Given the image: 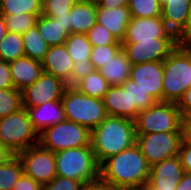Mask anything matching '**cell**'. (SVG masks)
<instances>
[{
	"label": "cell",
	"mask_w": 191,
	"mask_h": 190,
	"mask_svg": "<svg viewBox=\"0 0 191 190\" xmlns=\"http://www.w3.org/2000/svg\"><path fill=\"white\" fill-rule=\"evenodd\" d=\"M150 169L135 143L106 159L100 165V178L115 190H141L148 182Z\"/></svg>",
	"instance_id": "1"
},
{
	"label": "cell",
	"mask_w": 191,
	"mask_h": 190,
	"mask_svg": "<svg viewBox=\"0 0 191 190\" xmlns=\"http://www.w3.org/2000/svg\"><path fill=\"white\" fill-rule=\"evenodd\" d=\"M136 138L133 120L107 116L91 130L90 145L96 160L101 165L106 159L134 145Z\"/></svg>",
	"instance_id": "2"
},
{
	"label": "cell",
	"mask_w": 191,
	"mask_h": 190,
	"mask_svg": "<svg viewBox=\"0 0 191 190\" xmlns=\"http://www.w3.org/2000/svg\"><path fill=\"white\" fill-rule=\"evenodd\" d=\"M163 101L178 103L191 87V49L178 45L163 61Z\"/></svg>",
	"instance_id": "3"
},
{
	"label": "cell",
	"mask_w": 191,
	"mask_h": 190,
	"mask_svg": "<svg viewBox=\"0 0 191 190\" xmlns=\"http://www.w3.org/2000/svg\"><path fill=\"white\" fill-rule=\"evenodd\" d=\"M56 176L82 183L100 178V165L91 146H83L55 153Z\"/></svg>",
	"instance_id": "4"
},
{
	"label": "cell",
	"mask_w": 191,
	"mask_h": 190,
	"mask_svg": "<svg viewBox=\"0 0 191 190\" xmlns=\"http://www.w3.org/2000/svg\"><path fill=\"white\" fill-rule=\"evenodd\" d=\"M61 102L66 120L85 126L90 131L108 116L101 99L84 95L72 85L65 88Z\"/></svg>",
	"instance_id": "5"
},
{
	"label": "cell",
	"mask_w": 191,
	"mask_h": 190,
	"mask_svg": "<svg viewBox=\"0 0 191 190\" xmlns=\"http://www.w3.org/2000/svg\"><path fill=\"white\" fill-rule=\"evenodd\" d=\"M136 134L183 132V119L177 103L158 101L138 112L134 119Z\"/></svg>",
	"instance_id": "6"
},
{
	"label": "cell",
	"mask_w": 191,
	"mask_h": 190,
	"mask_svg": "<svg viewBox=\"0 0 191 190\" xmlns=\"http://www.w3.org/2000/svg\"><path fill=\"white\" fill-rule=\"evenodd\" d=\"M0 143L15 155L39 144V133L25 108L0 118Z\"/></svg>",
	"instance_id": "7"
},
{
	"label": "cell",
	"mask_w": 191,
	"mask_h": 190,
	"mask_svg": "<svg viewBox=\"0 0 191 190\" xmlns=\"http://www.w3.org/2000/svg\"><path fill=\"white\" fill-rule=\"evenodd\" d=\"M91 131L73 121L64 120L39 133V144L56 153L70 148L90 145Z\"/></svg>",
	"instance_id": "8"
},
{
	"label": "cell",
	"mask_w": 191,
	"mask_h": 190,
	"mask_svg": "<svg viewBox=\"0 0 191 190\" xmlns=\"http://www.w3.org/2000/svg\"><path fill=\"white\" fill-rule=\"evenodd\" d=\"M183 132L137 134L136 144L150 166L179 155Z\"/></svg>",
	"instance_id": "9"
},
{
	"label": "cell",
	"mask_w": 191,
	"mask_h": 190,
	"mask_svg": "<svg viewBox=\"0 0 191 190\" xmlns=\"http://www.w3.org/2000/svg\"><path fill=\"white\" fill-rule=\"evenodd\" d=\"M25 175L44 185L56 177L55 153L42 147L33 145L19 152Z\"/></svg>",
	"instance_id": "10"
},
{
	"label": "cell",
	"mask_w": 191,
	"mask_h": 190,
	"mask_svg": "<svg viewBox=\"0 0 191 190\" xmlns=\"http://www.w3.org/2000/svg\"><path fill=\"white\" fill-rule=\"evenodd\" d=\"M178 45V38H158L155 41L122 42V50L131 65H136L163 62Z\"/></svg>",
	"instance_id": "11"
},
{
	"label": "cell",
	"mask_w": 191,
	"mask_h": 190,
	"mask_svg": "<svg viewBox=\"0 0 191 190\" xmlns=\"http://www.w3.org/2000/svg\"><path fill=\"white\" fill-rule=\"evenodd\" d=\"M67 86L62 79L43 72L32 85L22 90V106L32 108L49 101H61Z\"/></svg>",
	"instance_id": "12"
},
{
	"label": "cell",
	"mask_w": 191,
	"mask_h": 190,
	"mask_svg": "<svg viewBox=\"0 0 191 190\" xmlns=\"http://www.w3.org/2000/svg\"><path fill=\"white\" fill-rule=\"evenodd\" d=\"M184 169L179 155L151 166L147 184L141 190H175Z\"/></svg>",
	"instance_id": "13"
},
{
	"label": "cell",
	"mask_w": 191,
	"mask_h": 190,
	"mask_svg": "<svg viewBox=\"0 0 191 190\" xmlns=\"http://www.w3.org/2000/svg\"><path fill=\"white\" fill-rule=\"evenodd\" d=\"M158 38H178L166 26L161 16L131 18L122 42L155 41Z\"/></svg>",
	"instance_id": "14"
},
{
	"label": "cell",
	"mask_w": 191,
	"mask_h": 190,
	"mask_svg": "<svg viewBox=\"0 0 191 190\" xmlns=\"http://www.w3.org/2000/svg\"><path fill=\"white\" fill-rule=\"evenodd\" d=\"M163 62H146L131 66L130 79L156 102L163 101Z\"/></svg>",
	"instance_id": "15"
},
{
	"label": "cell",
	"mask_w": 191,
	"mask_h": 190,
	"mask_svg": "<svg viewBox=\"0 0 191 190\" xmlns=\"http://www.w3.org/2000/svg\"><path fill=\"white\" fill-rule=\"evenodd\" d=\"M43 72L62 79L68 85L75 82V64L65 45L49 47L46 55L41 60Z\"/></svg>",
	"instance_id": "16"
},
{
	"label": "cell",
	"mask_w": 191,
	"mask_h": 190,
	"mask_svg": "<svg viewBox=\"0 0 191 190\" xmlns=\"http://www.w3.org/2000/svg\"><path fill=\"white\" fill-rule=\"evenodd\" d=\"M102 101L108 116L134 121L138 114L136 107H130L129 89H123L121 85L110 86Z\"/></svg>",
	"instance_id": "17"
},
{
	"label": "cell",
	"mask_w": 191,
	"mask_h": 190,
	"mask_svg": "<svg viewBox=\"0 0 191 190\" xmlns=\"http://www.w3.org/2000/svg\"><path fill=\"white\" fill-rule=\"evenodd\" d=\"M34 129L41 133L47 127L66 120L61 101H49L32 108H25Z\"/></svg>",
	"instance_id": "18"
},
{
	"label": "cell",
	"mask_w": 191,
	"mask_h": 190,
	"mask_svg": "<svg viewBox=\"0 0 191 190\" xmlns=\"http://www.w3.org/2000/svg\"><path fill=\"white\" fill-rule=\"evenodd\" d=\"M161 3V17L167 28L178 37L187 26L191 0H161Z\"/></svg>",
	"instance_id": "19"
},
{
	"label": "cell",
	"mask_w": 191,
	"mask_h": 190,
	"mask_svg": "<svg viewBox=\"0 0 191 190\" xmlns=\"http://www.w3.org/2000/svg\"><path fill=\"white\" fill-rule=\"evenodd\" d=\"M9 64L13 86L19 91L32 85L43 73L41 61L27 56L20 57Z\"/></svg>",
	"instance_id": "20"
},
{
	"label": "cell",
	"mask_w": 191,
	"mask_h": 190,
	"mask_svg": "<svg viewBox=\"0 0 191 190\" xmlns=\"http://www.w3.org/2000/svg\"><path fill=\"white\" fill-rule=\"evenodd\" d=\"M130 20L131 14L128 6L113 9L98 8L97 10V23L106 27L120 42L125 38Z\"/></svg>",
	"instance_id": "21"
},
{
	"label": "cell",
	"mask_w": 191,
	"mask_h": 190,
	"mask_svg": "<svg viewBox=\"0 0 191 190\" xmlns=\"http://www.w3.org/2000/svg\"><path fill=\"white\" fill-rule=\"evenodd\" d=\"M96 0H78L70 10L71 33L86 34L97 23Z\"/></svg>",
	"instance_id": "22"
},
{
	"label": "cell",
	"mask_w": 191,
	"mask_h": 190,
	"mask_svg": "<svg viewBox=\"0 0 191 190\" xmlns=\"http://www.w3.org/2000/svg\"><path fill=\"white\" fill-rule=\"evenodd\" d=\"M64 45L75 64V79L78 73L91 69L90 57L93 46L86 34L71 33Z\"/></svg>",
	"instance_id": "23"
},
{
	"label": "cell",
	"mask_w": 191,
	"mask_h": 190,
	"mask_svg": "<svg viewBox=\"0 0 191 190\" xmlns=\"http://www.w3.org/2000/svg\"><path fill=\"white\" fill-rule=\"evenodd\" d=\"M72 86L84 95L101 100L110 87L101 72L94 69L78 73Z\"/></svg>",
	"instance_id": "24"
},
{
	"label": "cell",
	"mask_w": 191,
	"mask_h": 190,
	"mask_svg": "<svg viewBox=\"0 0 191 190\" xmlns=\"http://www.w3.org/2000/svg\"><path fill=\"white\" fill-rule=\"evenodd\" d=\"M131 62L123 50L99 70L110 86L122 85L130 78Z\"/></svg>",
	"instance_id": "25"
},
{
	"label": "cell",
	"mask_w": 191,
	"mask_h": 190,
	"mask_svg": "<svg viewBox=\"0 0 191 190\" xmlns=\"http://www.w3.org/2000/svg\"><path fill=\"white\" fill-rule=\"evenodd\" d=\"M36 26L41 37L50 47L64 45L69 35L65 27H63L58 21L42 14L37 18Z\"/></svg>",
	"instance_id": "26"
},
{
	"label": "cell",
	"mask_w": 191,
	"mask_h": 190,
	"mask_svg": "<svg viewBox=\"0 0 191 190\" xmlns=\"http://www.w3.org/2000/svg\"><path fill=\"white\" fill-rule=\"evenodd\" d=\"M25 56L41 61L49 50L48 43L41 37L37 26L22 34Z\"/></svg>",
	"instance_id": "27"
},
{
	"label": "cell",
	"mask_w": 191,
	"mask_h": 190,
	"mask_svg": "<svg viewBox=\"0 0 191 190\" xmlns=\"http://www.w3.org/2000/svg\"><path fill=\"white\" fill-rule=\"evenodd\" d=\"M23 56H25V51L22 34L7 31L0 42V59L11 62Z\"/></svg>",
	"instance_id": "28"
},
{
	"label": "cell",
	"mask_w": 191,
	"mask_h": 190,
	"mask_svg": "<svg viewBox=\"0 0 191 190\" xmlns=\"http://www.w3.org/2000/svg\"><path fill=\"white\" fill-rule=\"evenodd\" d=\"M43 0H0V14H42Z\"/></svg>",
	"instance_id": "29"
},
{
	"label": "cell",
	"mask_w": 191,
	"mask_h": 190,
	"mask_svg": "<svg viewBox=\"0 0 191 190\" xmlns=\"http://www.w3.org/2000/svg\"><path fill=\"white\" fill-rule=\"evenodd\" d=\"M23 173L22 162L18 155H14L0 166V190H12Z\"/></svg>",
	"instance_id": "30"
},
{
	"label": "cell",
	"mask_w": 191,
	"mask_h": 190,
	"mask_svg": "<svg viewBox=\"0 0 191 190\" xmlns=\"http://www.w3.org/2000/svg\"><path fill=\"white\" fill-rule=\"evenodd\" d=\"M131 18H145L161 16V0H129Z\"/></svg>",
	"instance_id": "31"
},
{
	"label": "cell",
	"mask_w": 191,
	"mask_h": 190,
	"mask_svg": "<svg viewBox=\"0 0 191 190\" xmlns=\"http://www.w3.org/2000/svg\"><path fill=\"white\" fill-rule=\"evenodd\" d=\"M41 14L21 13L19 15H2L5 21L6 29L9 32L23 34L30 28L36 26L37 18Z\"/></svg>",
	"instance_id": "32"
},
{
	"label": "cell",
	"mask_w": 191,
	"mask_h": 190,
	"mask_svg": "<svg viewBox=\"0 0 191 190\" xmlns=\"http://www.w3.org/2000/svg\"><path fill=\"white\" fill-rule=\"evenodd\" d=\"M22 106V91L16 88L0 89V118L19 111Z\"/></svg>",
	"instance_id": "33"
},
{
	"label": "cell",
	"mask_w": 191,
	"mask_h": 190,
	"mask_svg": "<svg viewBox=\"0 0 191 190\" xmlns=\"http://www.w3.org/2000/svg\"><path fill=\"white\" fill-rule=\"evenodd\" d=\"M121 86L123 89H129L130 107H136L138 112L146 110L156 102L130 78Z\"/></svg>",
	"instance_id": "34"
},
{
	"label": "cell",
	"mask_w": 191,
	"mask_h": 190,
	"mask_svg": "<svg viewBox=\"0 0 191 190\" xmlns=\"http://www.w3.org/2000/svg\"><path fill=\"white\" fill-rule=\"evenodd\" d=\"M122 50V44L93 46L90 65L91 69L100 70L104 64L113 59Z\"/></svg>",
	"instance_id": "35"
},
{
	"label": "cell",
	"mask_w": 191,
	"mask_h": 190,
	"mask_svg": "<svg viewBox=\"0 0 191 190\" xmlns=\"http://www.w3.org/2000/svg\"><path fill=\"white\" fill-rule=\"evenodd\" d=\"M86 36L92 46H105L110 44H122L113 36L109 30L102 24L96 23L87 33Z\"/></svg>",
	"instance_id": "36"
},
{
	"label": "cell",
	"mask_w": 191,
	"mask_h": 190,
	"mask_svg": "<svg viewBox=\"0 0 191 190\" xmlns=\"http://www.w3.org/2000/svg\"><path fill=\"white\" fill-rule=\"evenodd\" d=\"M78 0H43L42 15L55 18L66 14Z\"/></svg>",
	"instance_id": "37"
},
{
	"label": "cell",
	"mask_w": 191,
	"mask_h": 190,
	"mask_svg": "<svg viewBox=\"0 0 191 190\" xmlns=\"http://www.w3.org/2000/svg\"><path fill=\"white\" fill-rule=\"evenodd\" d=\"M82 184L81 181L56 176L50 182L42 185V190H79Z\"/></svg>",
	"instance_id": "38"
},
{
	"label": "cell",
	"mask_w": 191,
	"mask_h": 190,
	"mask_svg": "<svg viewBox=\"0 0 191 190\" xmlns=\"http://www.w3.org/2000/svg\"><path fill=\"white\" fill-rule=\"evenodd\" d=\"M12 190H42V185L23 173Z\"/></svg>",
	"instance_id": "39"
},
{
	"label": "cell",
	"mask_w": 191,
	"mask_h": 190,
	"mask_svg": "<svg viewBox=\"0 0 191 190\" xmlns=\"http://www.w3.org/2000/svg\"><path fill=\"white\" fill-rule=\"evenodd\" d=\"M14 88L9 62L0 59V89Z\"/></svg>",
	"instance_id": "40"
},
{
	"label": "cell",
	"mask_w": 191,
	"mask_h": 190,
	"mask_svg": "<svg viewBox=\"0 0 191 190\" xmlns=\"http://www.w3.org/2000/svg\"><path fill=\"white\" fill-rule=\"evenodd\" d=\"M179 157L181 159L184 172L191 173V145L184 139L180 146Z\"/></svg>",
	"instance_id": "41"
},
{
	"label": "cell",
	"mask_w": 191,
	"mask_h": 190,
	"mask_svg": "<svg viewBox=\"0 0 191 190\" xmlns=\"http://www.w3.org/2000/svg\"><path fill=\"white\" fill-rule=\"evenodd\" d=\"M177 105L184 121L191 114V87L184 92Z\"/></svg>",
	"instance_id": "42"
},
{
	"label": "cell",
	"mask_w": 191,
	"mask_h": 190,
	"mask_svg": "<svg viewBox=\"0 0 191 190\" xmlns=\"http://www.w3.org/2000/svg\"><path fill=\"white\" fill-rule=\"evenodd\" d=\"M79 190H115L101 178L95 181L83 183Z\"/></svg>",
	"instance_id": "43"
},
{
	"label": "cell",
	"mask_w": 191,
	"mask_h": 190,
	"mask_svg": "<svg viewBox=\"0 0 191 190\" xmlns=\"http://www.w3.org/2000/svg\"><path fill=\"white\" fill-rule=\"evenodd\" d=\"M179 45L191 46V8L189 11V18L185 30L178 36Z\"/></svg>",
	"instance_id": "44"
},
{
	"label": "cell",
	"mask_w": 191,
	"mask_h": 190,
	"mask_svg": "<svg viewBox=\"0 0 191 190\" xmlns=\"http://www.w3.org/2000/svg\"><path fill=\"white\" fill-rule=\"evenodd\" d=\"M98 8L113 9L128 6L129 0H96Z\"/></svg>",
	"instance_id": "45"
},
{
	"label": "cell",
	"mask_w": 191,
	"mask_h": 190,
	"mask_svg": "<svg viewBox=\"0 0 191 190\" xmlns=\"http://www.w3.org/2000/svg\"><path fill=\"white\" fill-rule=\"evenodd\" d=\"M175 190H191V173L184 172Z\"/></svg>",
	"instance_id": "46"
},
{
	"label": "cell",
	"mask_w": 191,
	"mask_h": 190,
	"mask_svg": "<svg viewBox=\"0 0 191 190\" xmlns=\"http://www.w3.org/2000/svg\"><path fill=\"white\" fill-rule=\"evenodd\" d=\"M54 19L58 21L63 27H65L69 34H71L70 11L63 15H57Z\"/></svg>",
	"instance_id": "47"
},
{
	"label": "cell",
	"mask_w": 191,
	"mask_h": 190,
	"mask_svg": "<svg viewBox=\"0 0 191 190\" xmlns=\"http://www.w3.org/2000/svg\"><path fill=\"white\" fill-rule=\"evenodd\" d=\"M15 154L11 152L6 146L0 143V166L5 164Z\"/></svg>",
	"instance_id": "48"
},
{
	"label": "cell",
	"mask_w": 191,
	"mask_h": 190,
	"mask_svg": "<svg viewBox=\"0 0 191 190\" xmlns=\"http://www.w3.org/2000/svg\"><path fill=\"white\" fill-rule=\"evenodd\" d=\"M7 33L6 25L3 16L0 14V42Z\"/></svg>",
	"instance_id": "49"
},
{
	"label": "cell",
	"mask_w": 191,
	"mask_h": 190,
	"mask_svg": "<svg viewBox=\"0 0 191 190\" xmlns=\"http://www.w3.org/2000/svg\"><path fill=\"white\" fill-rule=\"evenodd\" d=\"M183 139L191 145V129H183Z\"/></svg>",
	"instance_id": "50"
},
{
	"label": "cell",
	"mask_w": 191,
	"mask_h": 190,
	"mask_svg": "<svg viewBox=\"0 0 191 190\" xmlns=\"http://www.w3.org/2000/svg\"><path fill=\"white\" fill-rule=\"evenodd\" d=\"M183 129H191V114L183 121Z\"/></svg>",
	"instance_id": "51"
}]
</instances>
